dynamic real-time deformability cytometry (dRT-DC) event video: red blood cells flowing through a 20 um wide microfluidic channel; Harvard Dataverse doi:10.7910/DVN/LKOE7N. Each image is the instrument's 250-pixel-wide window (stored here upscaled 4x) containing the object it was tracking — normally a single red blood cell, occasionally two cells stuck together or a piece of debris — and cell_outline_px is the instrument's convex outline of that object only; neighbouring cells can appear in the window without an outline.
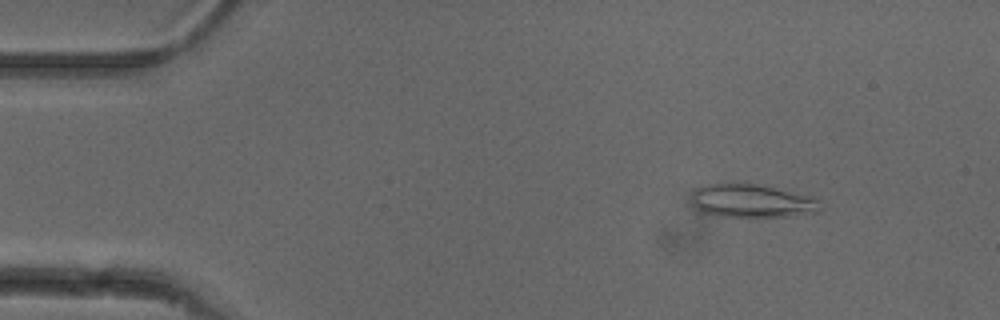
{"species": "common noctule bat (a hibernating species)", "species_latin": "Nyctalus noctula", "temperature_condition": "cold", "stored_images_in_passage": 52, "camera_frame_rate_fps": 3000, "um_per_image_px": 0.085, "animal": {"sex": "female"}, "frame": {"image": 1, "passage_image": 6, "time_ms": 1.667, "image_size_px": [1000, 320], "cell_outline_px": [[820, 212], [784, 216], [720, 216], [700, 212], [692, 204], [692, 192], [696, 188], [708, 184], [756, 184], [776, 188], [812, 196], [816, 200], [820, 208]], "centroid_in_image_um": [63.87, 17.08], "position_along_channel_um": 21.1, "area_um2": 24.62}}
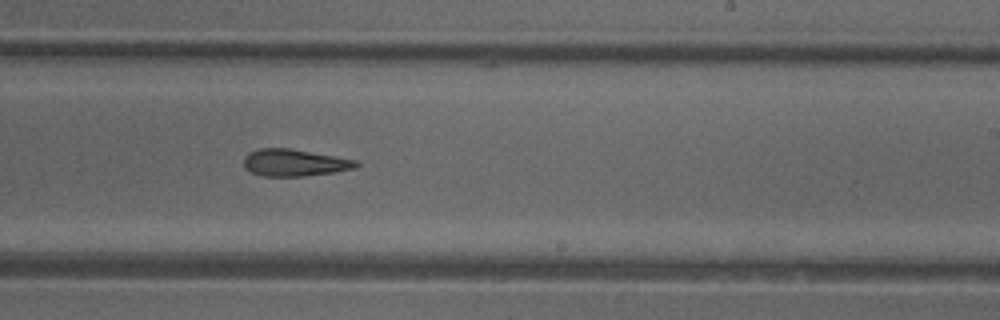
{"frame": {"image": 2, "passage_image": 31, "time_ms": 10.0, "image_size_px": [1000, 320], "cell_outline_px": [[360, 164], [356, 168], [336, 172], [304, 176], [264, 176], [252, 172], [244, 168], [244, 156], [248, 152], [260, 148], [292, 148], [356, 160]], "centroid_in_image_um": [25.03, 13.82], "position_along_channel_um": 264.0, "area_um2": 17.8}}
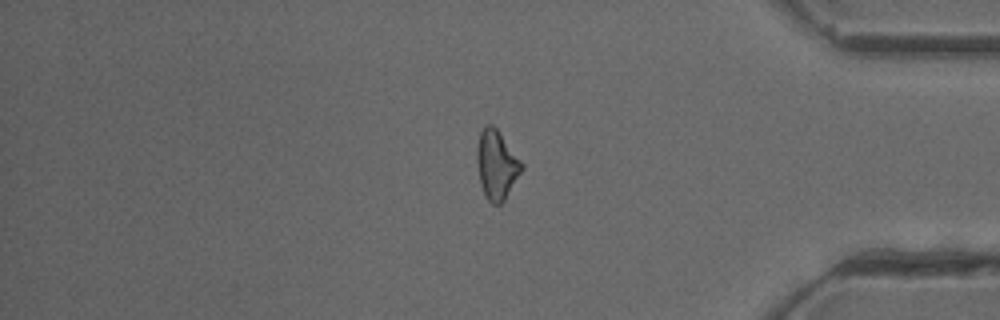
{"frame": {"image": 3, "passage_image": 43, "time_ms": 14.0, "image_size_px": [1000, 320], "cell_outline_px": [[524, 168], [504, 200], [500, 204], [492, 204], [484, 196], [480, 184], [476, 160], [476, 148], [480, 132], [484, 124], [492, 124], [496, 128], [524, 164]], "centroid_in_image_um": [42.19, 14.0], "position_along_channel_um": 393.0, "area_um2": 18.15}, "authors_computed_cell_mechanics": {"area_um2": 18.3515, "velocity_mm_per_s": 3.9082, "shape_relaxation_time_tau1_ms": 8.1951, "shape_relaxation_time_tau2_ms": 7.6022, "deformation_change_tau1": 0.1531, "deformation_change_tau2": 0.2173}}